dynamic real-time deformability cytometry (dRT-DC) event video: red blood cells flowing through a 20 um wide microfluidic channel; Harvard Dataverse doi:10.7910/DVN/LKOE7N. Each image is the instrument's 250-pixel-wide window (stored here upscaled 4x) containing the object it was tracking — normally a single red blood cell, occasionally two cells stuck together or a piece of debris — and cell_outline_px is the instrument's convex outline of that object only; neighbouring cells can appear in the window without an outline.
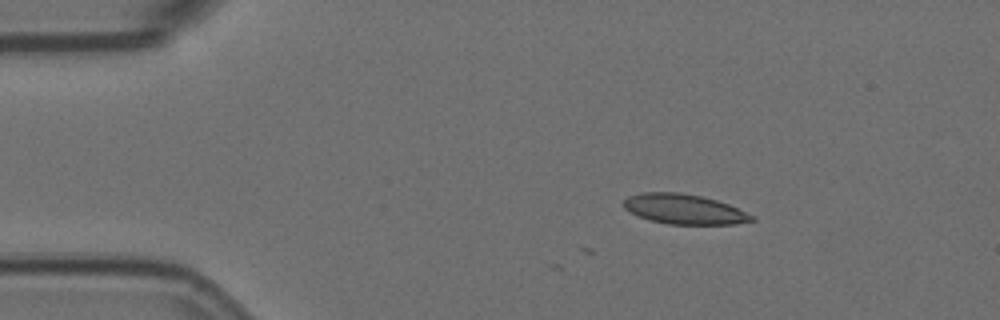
{"species": "Egyptian fruit bat (a non-hibernating species)", "species_latin": "Rousettus aegyptiacus", "temperature_condition": "room temperature", "stored_images_in_passage": 3, "camera_frame_rate_fps": 3000, "um_per_image_px": 0.085, "animal": {"sex": "female"}, "frame": {"image": 1, "passage_image": 1, "time_ms": 0.0, "image_size_px": [1000, 320], "cell_outline_px": [[756, 220], [736, 224], [668, 224], [648, 220], [624, 208], [624, 200], [628, 196], [644, 192], [680, 192], [700, 196], [716, 200], [728, 204], [756, 216]], "centroid_in_image_um": [58.18, 17.78], "position_along_channel_um": 26.8, "area_um2": 22.31}}